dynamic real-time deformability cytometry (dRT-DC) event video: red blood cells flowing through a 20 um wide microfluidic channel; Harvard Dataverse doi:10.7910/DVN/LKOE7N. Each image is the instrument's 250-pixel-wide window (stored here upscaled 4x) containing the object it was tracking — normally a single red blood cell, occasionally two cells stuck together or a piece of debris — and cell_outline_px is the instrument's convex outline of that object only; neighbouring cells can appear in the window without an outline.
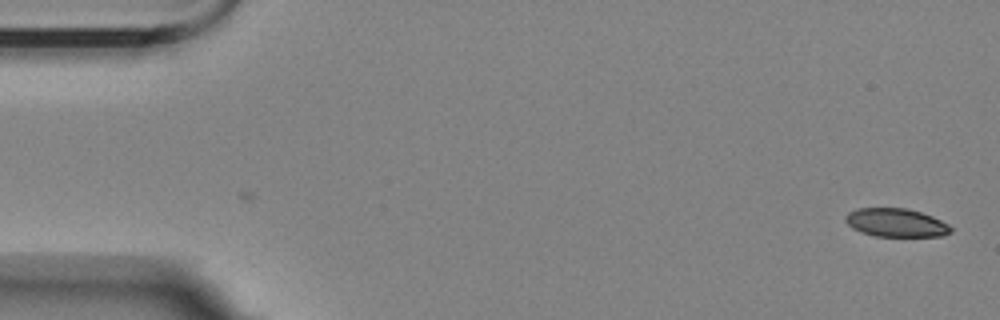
{"species": "Egyptian fruit bat (a non-hibernating species)", "species_latin": "Rousettus aegyptiacus", "temperature_condition": "room temperature", "stored_images_in_passage": 56, "camera_frame_rate_fps": 3000, "um_per_image_px": 0.085, "animal": {"sex": "female"}, "frame": {"image": 1, "passage_image": 1, "time_ms": 0.0, "image_size_px": [1000, 320], "cell_outline_px": [[952, 232], [944, 236], [876, 236], [852, 228], [844, 220], [844, 216], [848, 212], [856, 208], [908, 208], [932, 216], [948, 224], [952, 228]], "centroid_in_image_um": [76.16, 18.92], "position_along_channel_um": 8.8, "area_um2": 17.46}}
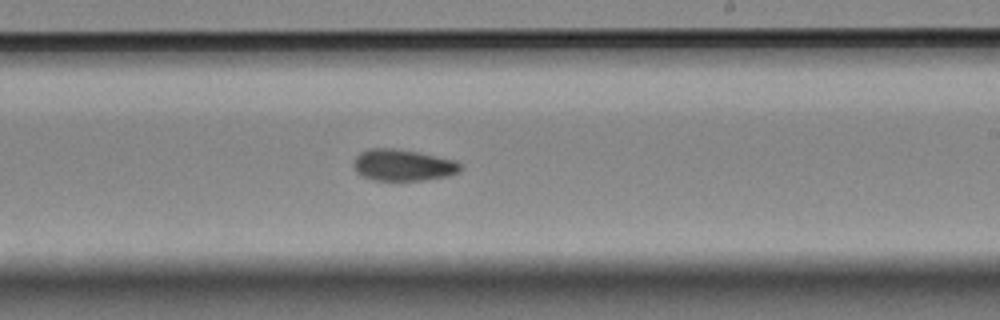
{"frame": {"image": 2, "passage_image": 33, "time_ms": 10.667, "image_size_px": [1000, 320], "cell_outline_px": [[464, 168], [460, 172], [448, 176], [424, 180], [372, 180], [360, 176], [356, 172], [352, 164], [356, 156], [360, 152], [368, 148], [392, 148], [416, 152], [456, 160]], "centroid_in_image_um": [34.23, 14.04], "position_along_channel_um": 254.8, "area_um2": 19.83}}
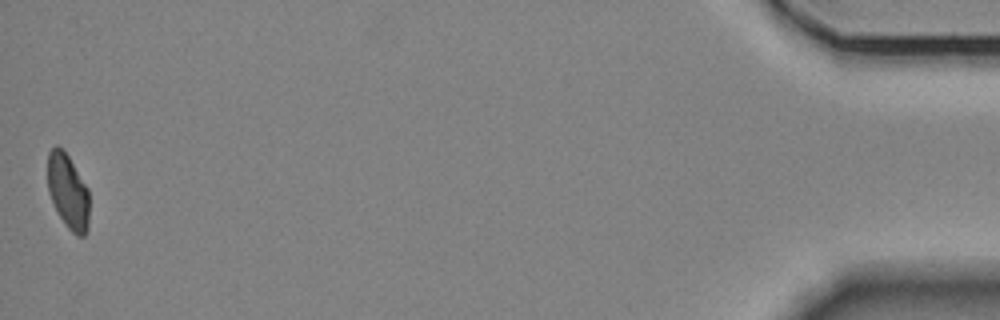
{"frame": {"image": 3, "passage_image": 56, "time_ms": 18.333, "image_size_px": [1000, 320], "cell_outline_px": [[88, 232], [84, 236], [76, 236], [64, 224], [48, 192], [48, 152], [56, 144], [64, 148], [88, 188]], "centroid_in_image_um": [5.78, 16.25], "position_along_channel_um": 429.4, "area_um2": 18.26}, "authors_computed_cell_mechanics": {"area_um2": 19.3919, "velocity_mm_per_s": 3.4916, "shape_relaxation_time_tau1_ms": 5.7405, "shape_relaxation_time_tau2_ms": 5.8038, "deformation_change_tau1": 0.1493, "deformation_change_tau2": 0.1058}}